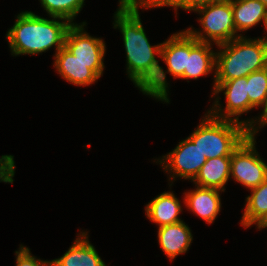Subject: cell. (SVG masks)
<instances>
[{
  "label": "cell",
  "instance_id": "cell-18",
  "mask_svg": "<svg viewBox=\"0 0 267 266\" xmlns=\"http://www.w3.org/2000/svg\"><path fill=\"white\" fill-rule=\"evenodd\" d=\"M231 156L208 159L200 168L195 179V186L214 188L225 192V185L230 179Z\"/></svg>",
  "mask_w": 267,
  "mask_h": 266
},
{
  "label": "cell",
  "instance_id": "cell-24",
  "mask_svg": "<svg viewBox=\"0 0 267 266\" xmlns=\"http://www.w3.org/2000/svg\"><path fill=\"white\" fill-rule=\"evenodd\" d=\"M262 113L258 115L257 118L254 117L251 119H244L243 125L247 127L248 136L255 138L257 133L263 128L264 126H267V98L265 101V104L261 107Z\"/></svg>",
  "mask_w": 267,
  "mask_h": 266
},
{
  "label": "cell",
  "instance_id": "cell-1",
  "mask_svg": "<svg viewBox=\"0 0 267 266\" xmlns=\"http://www.w3.org/2000/svg\"><path fill=\"white\" fill-rule=\"evenodd\" d=\"M139 9L128 3H119L114 12L113 28L119 29L126 53V73L135 87L144 93L157 79L162 43L151 45L141 22Z\"/></svg>",
  "mask_w": 267,
  "mask_h": 266
},
{
  "label": "cell",
  "instance_id": "cell-19",
  "mask_svg": "<svg viewBox=\"0 0 267 266\" xmlns=\"http://www.w3.org/2000/svg\"><path fill=\"white\" fill-rule=\"evenodd\" d=\"M250 191L240 220V225L246 229L252 225L257 226L267 215V178Z\"/></svg>",
  "mask_w": 267,
  "mask_h": 266
},
{
  "label": "cell",
  "instance_id": "cell-10",
  "mask_svg": "<svg viewBox=\"0 0 267 266\" xmlns=\"http://www.w3.org/2000/svg\"><path fill=\"white\" fill-rule=\"evenodd\" d=\"M54 68L61 78L76 86H90L97 82L105 69L104 64H85L68 49L61 48L54 54Z\"/></svg>",
  "mask_w": 267,
  "mask_h": 266
},
{
  "label": "cell",
  "instance_id": "cell-5",
  "mask_svg": "<svg viewBox=\"0 0 267 266\" xmlns=\"http://www.w3.org/2000/svg\"><path fill=\"white\" fill-rule=\"evenodd\" d=\"M190 54V34L186 30L173 33L162 42L160 59L167 66L165 71L160 67L156 81L143 93L157 101L170 102L167 73L175 79L183 80V73L187 68V55Z\"/></svg>",
  "mask_w": 267,
  "mask_h": 266
},
{
  "label": "cell",
  "instance_id": "cell-12",
  "mask_svg": "<svg viewBox=\"0 0 267 266\" xmlns=\"http://www.w3.org/2000/svg\"><path fill=\"white\" fill-rule=\"evenodd\" d=\"M194 190L184 192L183 202L186 209L199 216L207 224H212L221 210L223 191L214 188L195 186ZM221 192V194H220Z\"/></svg>",
  "mask_w": 267,
  "mask_h": 266
},
{
  "label": "cell",
  "instance_id": "cell-16",
  "mask_svg": "<svg viewBox=\"0 0 267 266\" xmlns=\"http://www.w3.org/2000/svg\"><path fill=\"white\" fill-rule=\"evenodd\" d=\"M180 202L173 191H164L146 204V217L157 224L158 228L183 221L179 217L183 211Z\"/></svg>",
  "mask_w": 267,
  "mask_h": 266
},
{
  "label": "cell",
  "instance_id": "cell-3",
  "mask_svg": "<svg viewBox=\"0 0 267 266\" xmlns=\"http://www.w3.org/2000/svg\"><path fill=\"white\" fill-rule=\"evenodd\" d=\"M215 81L246 77L267 67V38L239 36L217 45Z\"/></svg>",
  "mask_w": 267,
  "mask_h": 266
},
{
  "label": "cell",
  "instance_id": "cell-20",
  "mask_svg": "<svg viewBox=\"0 0 267 266\" xmlns=\"http://www.w3.org/2000/svg\"><path fill=\"white\" fill-rule=\"evenodd\" d=\"M48 16L66 19L71 24L84 7L85 0H39Z\"/></svg>",
  "mask_w": 267,
  "mask_h": 266
},
{
  "label": "cell",
  "instance_id": "cell-17",
  "mask_svg": "<svg viewBox=\"0 0 267 266\" xmlns=\"http://www.w3.org/2000/svg\"><path fill=\"white\" fill-rule=\"evenodd\" d=\"M232 11L238 36L262 22L267 34V6L260 0H232Z\"/></svg>",
  "mask_w": 267,
  "mask_h": 266
},
{
  "label": "cell",
  "instance_id": "cell-7",
  "mask_svg": "<svg viewBox=\"0 0 267 266\" xmlns=\"http://www.w3.org/2000/svg\"><path fill=\"white\" fill-rule=\"evenodd\" d=\"M247 189L260 185L267 178V163L256 150V139L247 136L231 154L230 179Z\"/></svg>",
  "mask_w": 267,
  "mask_h": 266
},
{
  "label": "cell",
  "instance_id": "cell-15",
  "mask_svg": "<svg viewBox=\"0 0 267 266\" xmlns=\"http://www.w3.org/2000/svg\"><path fill=\"white\" fill-rule=\"evenodd\" d=\"M191 231L184 221L158 228V244L170 261L188 251L193 240Z\"/></svg>",
  "mask_w": 267,
  "mask_h": 266
},
{
  "label": "cell",
  "instance_id": "cell-2",
  "mask_svg": "<svg viewBox=\"0 0 267 266\" xmlns=\"http://www.w3.org/2000/svg\"><path fill=\"white\" fill-rule=\"evenodd\" d=\"M50 18H43L31 11H21L16 15L14 25L6 33L11 55L42 54L52 47L56 54L63 48L66 33L72 24L60 17Z\"/></svg>",
  "mask_w": 267,
  "mask_h": 266
},
{
  "label": "cell",
  "instance_id": "cell-22",
  "mask_svg": "<svg viewBox=\"0 0 267 266\" xmlns=\"http://www.w3.org/2000/svg\"><path fill=\"white\" fill-rule=\"evenodd\" d=\"M16 265L15 266H52L51 260H41L31 254L30 248L20 245L15 251Z\"/></svg>",
  "mask_w": 267,
  "mask_h": 266
},
{
  "label": "cell",
  "instance_id": "cell-23",
  "mask_svg": "<svg viewBox=\"0 0 267 266\" xmlns=\"http://www.w3.org/2000/svg\"><path fill=\"white\" fill-rule=\"evenodd\" d=\"M219 1L222 0H167L161 7H173L177 15L178 8L192 12L201 6Z\"/></svg>",
  "mask_w": 267,
  "mask_h": 266
},
{
  "label": "cell",
  "instance_id": "cell-21",
  "mask_svg": "<svg viewBox=\"0 0 267 266\" xmlns=\"http://www.w3.org/2000/svg\"><path fill=\"white\" fill-rule=\"evenodd\" d=\"M247 93L249 112L262 107L267 98V67L250 73L247 76Z\"/></svg>",
  "mask_w": 267,
  "mask_h": 266
},
{
  "label": "cell",
  "instance_id": "cell-14",
  "mask_svg": "<svg viewBox=\"0 0 267 266\" xmlns=\"http://www.w3.org/2000/svg\"><path fill=\"white\" fill-rule=\"evenodd\" d=\"M80 232V233H79ZM74 243L52 266H107L90 243L87 231H79Z\"/></svg>",
  "mask_w": 267,
  "mask_h": 266
},
{
  "label": "cell",
  "instance_id": "cell-4",
  "mask_svg": "<svg viewBox=\"0 0 267 266\" xmlns=\"http://www.w3.org/2000/svg\"><path fill=\"white\" fill-rule=\"evenodd\" d=\"M247 136V127L242 123L216 118L207 111L188 137L208 160L231 156Z\"/></svg>",
  "mask_w": 267,
  "mask_h": 266
},
{
  "label": "cell",
  "instance_id": "cell-27",
  "mask_svg": "<svg viewBox=\"0 0 267 266\" xmlns=\"http://www.w3.org/2000/svg\"><path fill=\"white\" fill-rule=\"evenodd\" d=\"M260 1L267 6V0H260Z\"/></svg>",
  "mask_w": 267,
  "mask_h": 266
},
{
  "label": "cell",
  "instance_id": "cell-11",
  "mask_svg": "<svg viewBox=\"0 0 267 266\" xmlns=\"http://www.w3.org/2000/svg\"><path fill=\"white\" fill-rule=\"evenodd\" d=\"M86 21L72 24L65 37L64 47L85 64H104L106 43L86 32Z\"/></svg>",
  "mask_w": 267,
  "mask_h": 266
},
{
  "label": "cell",
  "instance_id": "cell-6",
  "mask_svg": "<svg viewBox=\"0 0 267 266\" xmlns=\"http://www.w3.org/2000/svg\"><path fill=\"white\" fill-rule=\"evenodd\" d=\"M193 12L201 15L197 20L202 28L197 30L191 26L185 30L199 42L217 46L239 37L233 20L232 0L204 5Z\"/></svg>",
  "mask_w": 267,
  "mask_h": 266
},
{
  "label": "cell",
  "instance_id": "cell-26",
  "mask_svg": "<svg viewBox=\"0 0 267 266\" xmlns=\"http://www.w3.org/2000/svg\"><path fill=\"white\" fill-rule=\"evenodd\" d=\"M259 230L267 229V215L266 217L256 226Z\"/></svg>",
  "mask_w": 267,
  "mask_h": 266
},
{
  "label": "cell",
  "instance_id": "cell-13",
  "mask_svg": "<svg viewBox=\"0 0 267 266\" xmlns=\"http://www.w3.org/2000/svg\"><path fill=\"white\" fill-rule=\"evenodd\" d=\"M212 46L213 44L199 42L190 35V54L187 55V68L183 73L184 80H196L213 72L215 83L216 52L212 50Z\"/></svg>",
  "mask_w": 267,
  "mask_h": 266
},
{
  "label": "cell",
  "instance_id": "cell-25",
  "mask_svg": "<svg viewBox=\"0 0 267 266\" xmlns=\"http://www.w3.org/2000/svg\"><path fill=\"white\" fill-rule=\"evenodd\" d=\"M137 7L160 8L167 0H118Z\"/></svg>",
  "mask_w": 267,
  "mask_h": 266
},
{
  "label": "cell",
  "instance_id": "cell-8",
  "mask_svg": "<svg viewBox=\"0 0 267 266\" xmlns=\"http://www.w3.org/2000/svg\"><path fill=\"white\" fill-rule=\"evenodd\" d=\"M206 161L207 158L198 146L189 137H186L172 151L157 160L154 159L153 162L160 164V167L168 175L170 174L168 181L171 182H169L171 187L178 177L192 182Z\"/></svg>",
  "mask_w": 267,
  "mask_h": 266
},
{
  "label": "cell",
  "instance_id": "cell-9",
  "mask_svg": "<svg viewBox=\"0 0 267 266\" xmlns=\"http://www.w3.org/2000/svg\"><path fill=\"white\" fill-rule=\"evenodd\" d=\"M211 98H215L212 107L207 111L214 117L233 120L243 124L241 117L249 113V97L247 93V76L228 81H215ZM224 94L226 105L223 109L219 94ZM233 117V118H232Z\"/></svg>",
  "mask_w": 267,
  "mask_h": 266
}]
</instances>
